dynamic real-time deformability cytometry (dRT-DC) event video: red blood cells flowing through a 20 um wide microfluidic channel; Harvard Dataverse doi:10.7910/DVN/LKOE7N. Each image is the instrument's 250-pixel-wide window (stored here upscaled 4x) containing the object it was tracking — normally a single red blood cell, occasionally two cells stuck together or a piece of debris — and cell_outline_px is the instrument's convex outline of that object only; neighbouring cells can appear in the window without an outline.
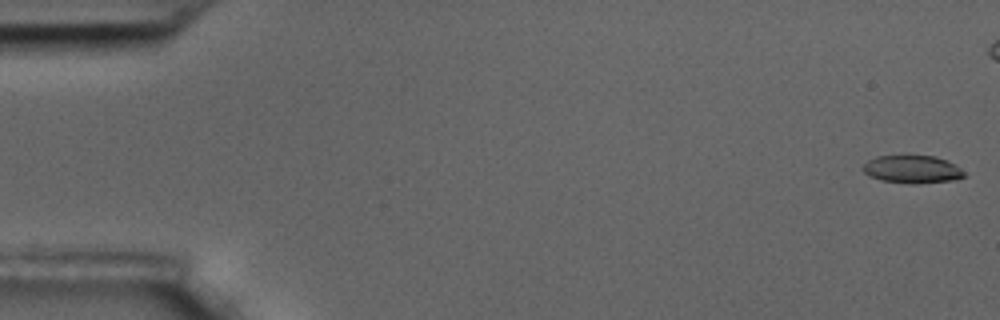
{"species": "common noctule bat (a hibernating species)", "species_latin": "Nyctalus noctula", "temperature_condition": "room temperature", "stored_images_in_passage": 51, "camera_frame_rate_fps": 3000, "um_per_image_px": 0.085, "animal": {"sex": "male", "body_mass_g": 17.5, "forearm_length_mm": 52.3}, "frame": {"image": 1, "passage_image": 1, "time_ms": 0.0, "image_size_px": [1000, 320], "cell_outline_px": [[968, 176], [952, 180], [916, 184], [912, 184], [880, 180], [868, 176], [860, 168], [868, 160], [876, 156], [908, 152], [936, 156], [948, 160], [956, 164]], "centroid_in_image_um": [77.52, 14.33], "position_along_channel_um": 7.5, "area_um2": 17.51}}
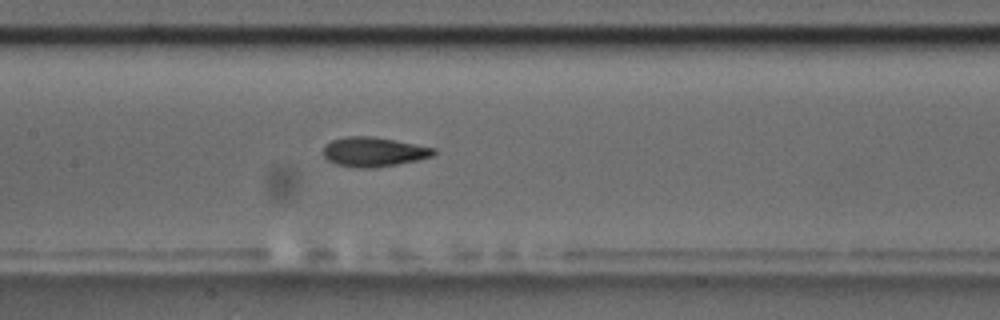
{"frame": {"image": 2, "passage_image": 28, "time_ms": 9.0, "image_size_px": [1000, 320], "cell_outline_px": [[436, 152], [432, 156], [416, 160], [376, 168], [360, 168], [336, 164], [328, 160], [324, 156], [324, 144], [332, 140], [344, 136], [372, 136], [436, 148]], "centroid_in_image_um": [31.74, 12.9], "position_along_channel_um": 175.7, "area_um2": 18.9}}
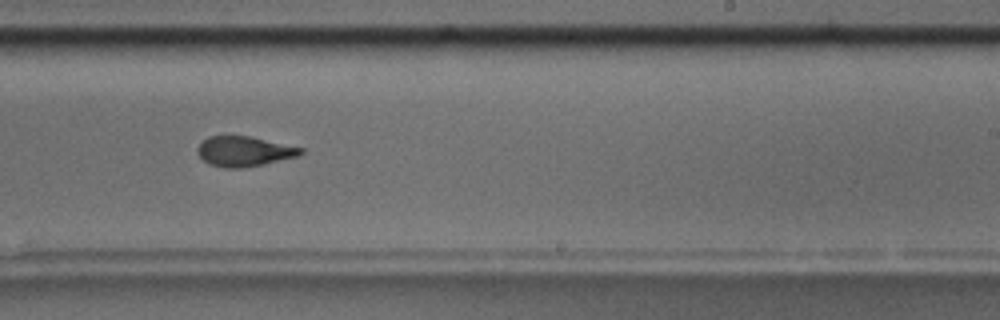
{"frame": {"image": 3, "passage_image": 36, "time_ms": 11.667, "image_size_px": [1000, 320], "cell_outline_px": [[304, 152], [300, 156], [264, 164], [240, 168], [224, 168], [208, 164], [196, 152], [196, 148], [200, 140], [208, 136], [252, 136], [304, 148]], "centroid_in_image_um": [20.74, 12.86], "position_along_channel_um": 268.3, "area_um2": 18.44}}